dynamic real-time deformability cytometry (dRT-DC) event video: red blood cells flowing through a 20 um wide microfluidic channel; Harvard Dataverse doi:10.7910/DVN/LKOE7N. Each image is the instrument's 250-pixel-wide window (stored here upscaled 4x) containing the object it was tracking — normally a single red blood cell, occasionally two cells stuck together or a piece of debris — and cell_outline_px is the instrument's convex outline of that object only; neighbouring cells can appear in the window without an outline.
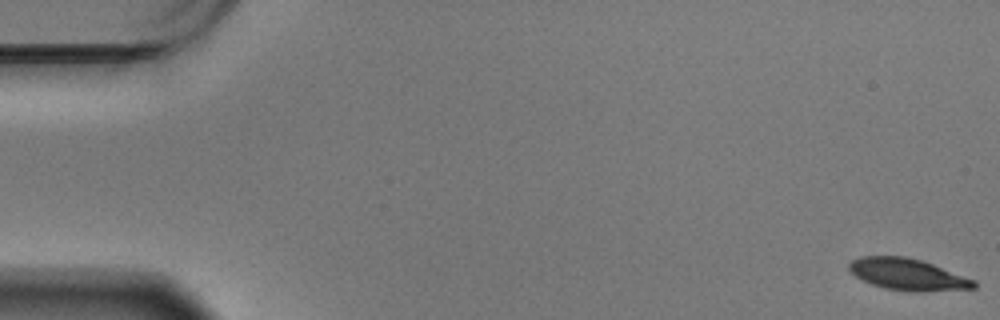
{"species": "Egyptian fruit bat (a non-hibernating species)", "species_latin": "Rousettus aegyptiacus", "temperature_condition": "warm", "stored_images_in_passage": 59, "camera_frame_rate_fps": 3000, "um_per_image_px": 0.085, "animal": {"sex": "male"}, "frame": {"image": 1, "passage_image": 1, "time_ms": 0.0, "image_size_px": [1000, 320], "cell_outline_px": [[976, 288], [920, 292], [908, 292], [884, 288], [872, 284], [856, 276], [848, 268], [848, 264], [852, 260], [860, 256], [904, 256], [920, 260], [932, 264], [976, 280]], "centroid_in_image_um": [77.16, 23.33], "position_along_channel_um": 7.8, "area_um2": 22.95}}
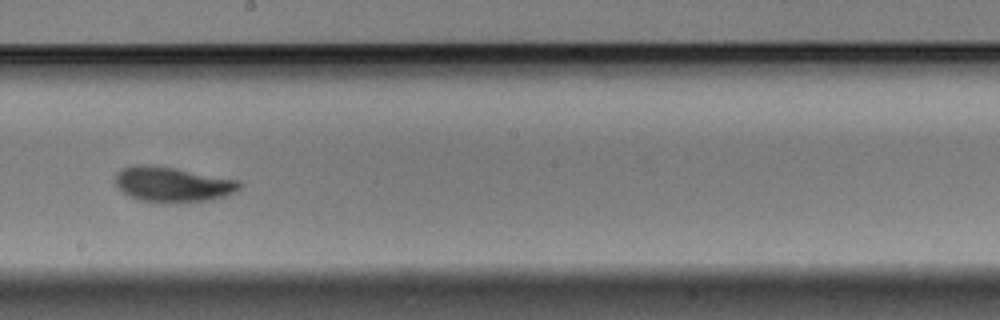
{"frame": {"image": 2, "passage_image": 34, "time_ms": 11.0, "image_size_px": [1000, 320], "cell_outline_px": [[244, 184], [236, 192], [212, 200], [176, 204], [168, 204], [140, 200], [128, 196], [116, 184], [116, 172], [120, 168], [140, 164], [148, 164], [176, 168], [240, 180]], "centroid_in_image_um": [14.71, 15.69], "position_along_channel_um": 233.5, "area_um2": 26.01}}
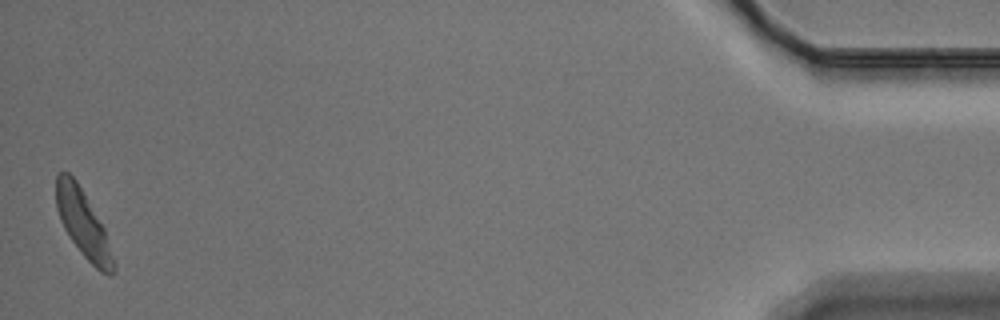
{"frame": {"image": 3, "passage_image": 59, "time_ms": 19.333, "image_size_px": [1000, 320], "cell_outline_px": [[116, 272], [112, 276], [108, 276], [100, 272], [80, 252], [64, 228], [60, 220], [56, 208], [56, 176], [60, 172], [68, 172], [76, 180], [104, 228], [116, 264]], "centroid_in_image_um": [7.08, 19.07], "position_along_channel_um": 428.1, "area_um2": 22.25}, "authors_computed_cell_mechanics": {"area_um2": 24.1026, "velocity_mm_per_s": 3.4114, "shape_relaxation_time_tau1_ms": 2.5763, "shape_relaxation_time_tau2_ms": 2.3661, "deformation_change_tau1": 0.1486, "deformation_change_tau2": 0.0688}}